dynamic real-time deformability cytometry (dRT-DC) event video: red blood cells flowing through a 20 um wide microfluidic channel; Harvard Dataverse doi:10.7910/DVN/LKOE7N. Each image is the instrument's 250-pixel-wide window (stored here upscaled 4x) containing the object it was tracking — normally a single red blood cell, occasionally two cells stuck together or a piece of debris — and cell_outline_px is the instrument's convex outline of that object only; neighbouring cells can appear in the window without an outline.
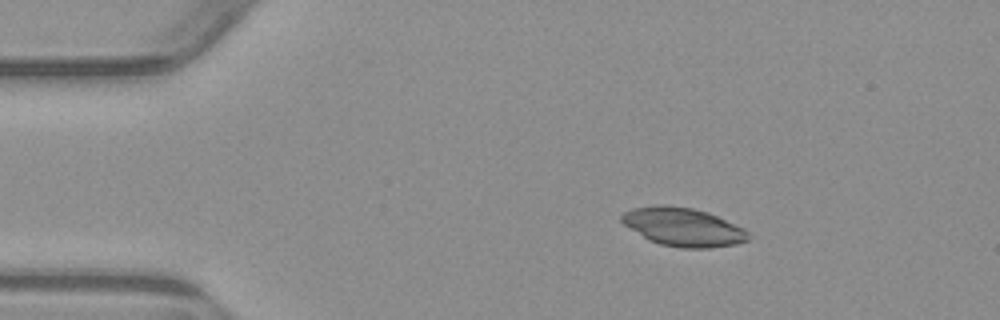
{"species": "common noctule bat (a hibernating species)", "species_latin": "Nyctalus noctula", "temperature_condition": "warm", "stored_images_in_passage": 4, "camera_frame_rate_fps": 3000, "um_per_image_px": 0.085, "animal": {"sex": "male", "body_mass_g": 23.1, "forearm_length_mm": 52.7}, "frame": {"image": 1, "passage_image": 1, "time_ms": 0.0, "image_size_px": [1000, 320], "cell_outline_px": [[752, 236], [748, 240], [736, 244], [708, 248], [680, 248], [660, 244], [648, 240], [624, 224], [620, 220], [620, 216], [624, 212], [632, 208], [656, 204], [664, 204], [692, 208], [708, 212], [744, 228]], "centroid_in_image_um": [58.06, 19.29], "position_along_channel_um": 26.9, "area_um2": 28.55}}